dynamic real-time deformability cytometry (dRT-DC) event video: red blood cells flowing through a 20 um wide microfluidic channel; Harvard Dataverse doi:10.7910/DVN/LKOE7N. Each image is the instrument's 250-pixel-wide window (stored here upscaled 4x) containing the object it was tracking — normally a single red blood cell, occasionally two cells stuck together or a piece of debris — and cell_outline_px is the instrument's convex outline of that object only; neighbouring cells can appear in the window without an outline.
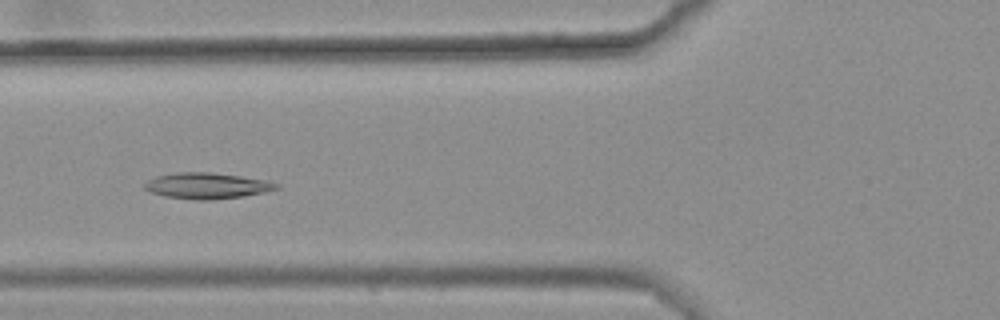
{"species": "common noctule bat (a hibernating species)", "species_latin": "Nyctalus noctula", "temperature_condition": "warm", "stored_images_in_passage": 41, "camera_frame_rate_fps": 3000, "um_per_image_px": 0.085, "animal": {"sex": "female", "body_mass_g": 25.1}, "frame": {"image": 1, "passage_image": 18, "time_ms": 5.667, "image_size_px": [1000, 320], "cell_outline_px": [[280, 188], [244, 196], [212, 200], [196, 200], [164, 196], [152, 192], [144, 188], [144, 184], [148, 180], [156, 176], [180, 172], [208, 172], [240, 176], [268, 180], [280, 184]], "centroid_in_image_um": [17.61, 15.79], "position_along_channel_um": 108.2, "area_um2": 19.88}}
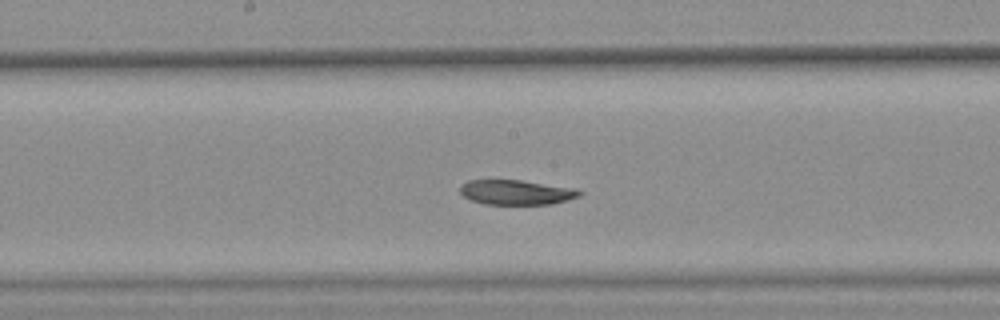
{"frame": {"image": 2, "passage_image": 26, "time_ms": 8.333, "image_size_px": [1000, 320], "cell_outline_px": [[584, 192], [580, 196], [568, 200], [552, 204], [484, 204], [472, 200], [464, 196], [460, 192], [460, 184], [468, 180], [520, 180], [576, 188]], "centroid_in_image_um": [43.91, 16.34], "position_along_channel_um": 204.3, "area_um2": 17.34}}
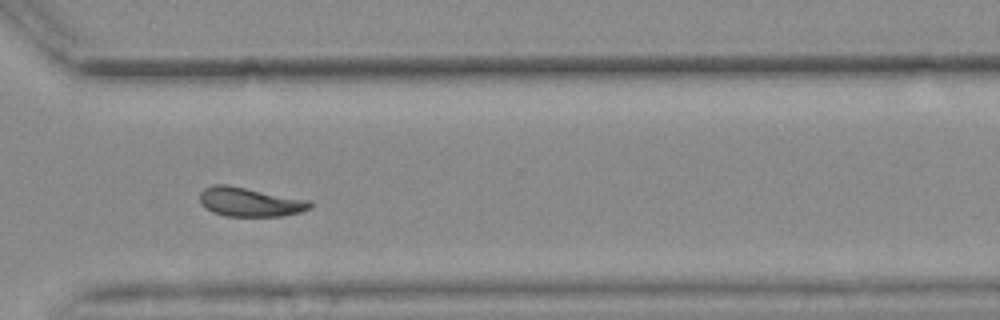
{"frame": {"image": 3, "passage_image": 38, "time_ms": 12.333, "image_size_px": [1000, 320], "cell_outline_px": [[312, 208], [300, 212], [280, 216], [224, 216], [212, 212], [204, 208], [200, 204], [200, 192], [204, 188], [212, 184], [224, 184], [312, 200]], "centroid_in_image_um": [21.23, 17.17], "position_along_channel_um": 349.4, "area_um2": 18.9}}